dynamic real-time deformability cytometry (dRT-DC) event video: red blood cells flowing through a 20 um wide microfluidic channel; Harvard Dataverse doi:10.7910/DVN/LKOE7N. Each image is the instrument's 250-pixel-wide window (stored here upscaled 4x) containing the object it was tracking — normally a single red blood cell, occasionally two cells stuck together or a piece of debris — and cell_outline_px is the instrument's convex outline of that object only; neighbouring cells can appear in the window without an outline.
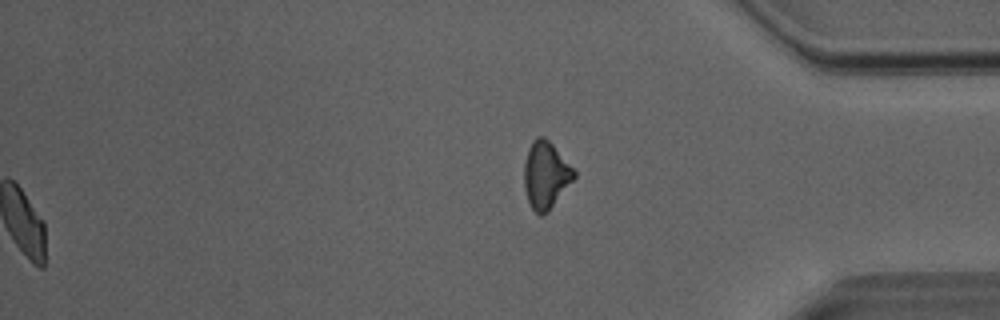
{"species": "Egyptian fruit bat (a non-hibernating species)", "species_latin": "Rousettus aegyptiacus", "temperature_condition": "room temperature", "stored_images_in_passage": 46, "segment_of_instrument_passage": [2, 2], "camera_frame_rate_fps": 3000, "um_per_image_px": 0.085, "animal": {"sex": "male"}, "frame": {"image": 1, "passage_image": 46, "time_ms": 15.0, "image_size_px": [1000, 320], "cell_outline_px": [[576, 176], [548, 212], [540, 216], [532, 208], [528, 200], [524, 188], [524, 164], [528, 148], [532, 140], [536, 136], [544, 136], [552, 144], [576, 172]], "centroid_in_image_um": [46.37, 14.87], "position_along_channel_um": 388.8, "area_um2": 19.36}}